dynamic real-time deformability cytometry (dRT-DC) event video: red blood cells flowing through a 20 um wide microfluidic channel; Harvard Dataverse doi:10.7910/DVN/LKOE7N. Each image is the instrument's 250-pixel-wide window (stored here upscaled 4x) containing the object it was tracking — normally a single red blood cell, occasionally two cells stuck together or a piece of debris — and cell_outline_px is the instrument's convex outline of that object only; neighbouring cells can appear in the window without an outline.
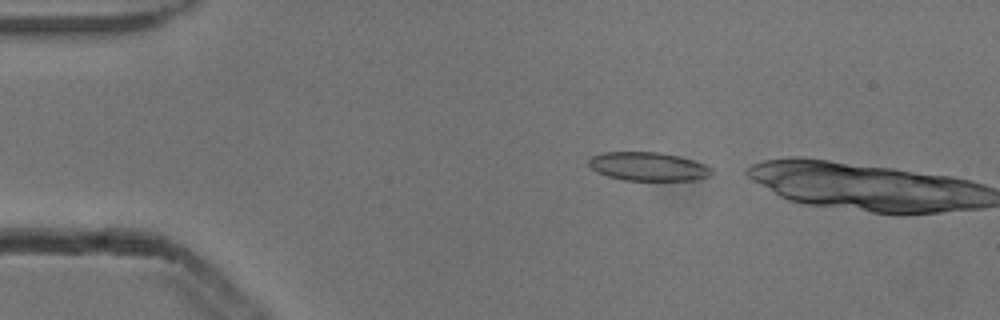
{"species": "common noctule bat (a hibernating species)", "species_latin": "Nyctalus noctula", "temperature_condition": "cold", "stored_images_in_passage": 2, "camera_frame_rate_fps": 3000, "um_per_image_px": 0.085, "animal": {"sex": "male", "body_mass_g": 13.3}, "frame": {"image": 1, "passage_image": 1, "time_ms": 0.0, "image_size_px": [1000, 320], "cell_outline_px": [[712, 176], [696, 180], [624, 180], [608, 176], [596, 172], [588, 164], [588, 160], [592, 156], [604, 152], [660, 152], [680, 156], [704, 164], [712, 168]], "centroid_in_image_um": [55.11, 14.15], "position_along_channel_um": 29.9, "area_um2": 20.58}}